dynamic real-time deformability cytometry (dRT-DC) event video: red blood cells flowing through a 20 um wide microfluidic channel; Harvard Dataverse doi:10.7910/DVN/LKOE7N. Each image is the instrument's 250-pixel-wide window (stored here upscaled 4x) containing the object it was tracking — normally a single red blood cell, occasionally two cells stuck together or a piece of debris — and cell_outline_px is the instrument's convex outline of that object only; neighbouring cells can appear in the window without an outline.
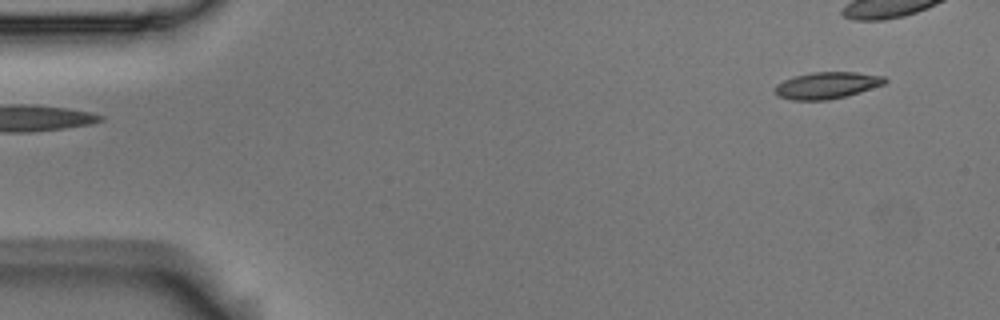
{"species": "Egyptian fruit bat (a non-hibernating species)", "species_latin": "Rousettus aegyptiacus", "temperature_condition": "room temperature", "stored_images_in_passage": 3, "segment_of_instrument_passage": [2, 2], "camera_frame_rate_fps": 3000, "um_per_image_px": 0.085, "animal": {"sex": "male"}, "frame": {"image": 1, "passage_image": 3, "time_ms": 0.667, "image_size_px": [1000, 320], "cell_outline_px": [[888, 80], [884, 84], [844, 96], [828, 100], [792, 100], [776, 96], [772, 88], [776, 84], [784, 80], [796, 76], [812, 72], [856, 72], [884, 76]], "centroid_in_image_um": [70.23, 7.25], "position_along_channel_um": 14.8, "area_um2": 17.05}}